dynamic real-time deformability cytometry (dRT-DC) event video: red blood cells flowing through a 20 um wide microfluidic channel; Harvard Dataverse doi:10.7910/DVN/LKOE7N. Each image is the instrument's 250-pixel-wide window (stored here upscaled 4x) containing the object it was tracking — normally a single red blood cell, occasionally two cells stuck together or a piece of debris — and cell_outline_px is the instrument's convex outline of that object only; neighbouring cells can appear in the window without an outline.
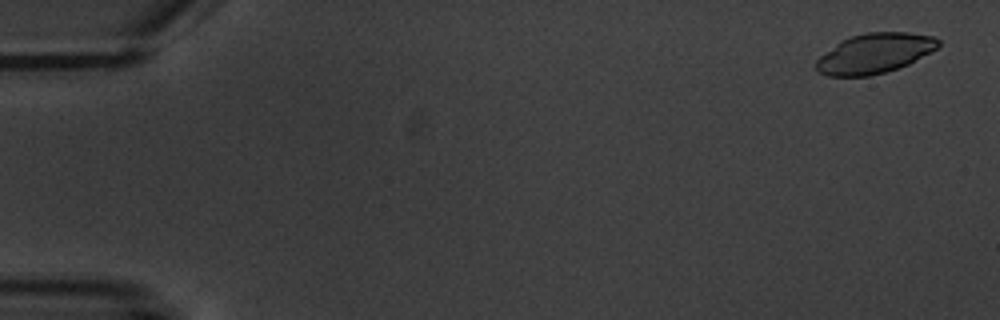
{"species": "common noctule bat (a hibernating species)", "species_latin": "Nyctalus noctula", "temperature_condition": "warm", "stored_images_in_passage": 5, "camera_frame_rate_fps": 3000, "um_per_image_px": 0.085, "animal": {"sex": "male", "body_mass_g": 20.1, "forearm_length_mm": 53.5}, "frame": {"image": 1, "passage_image": 1, "time_ms": 0.0, "image_size_px": [1000, 320], "cell_outline_px": [[940, 44], [936, 48], [908, 64], [884, 72], [868, 76], [828, 76], [816, 72], [816, 60], [820, 56], [840, 40], [864, 32], [908, 32], [932, 36], [940, 40]], "centroid_in_image_um": [74.3, 4.53], "position_along_channel_um": 10.7, "area_um2": 28.26}}